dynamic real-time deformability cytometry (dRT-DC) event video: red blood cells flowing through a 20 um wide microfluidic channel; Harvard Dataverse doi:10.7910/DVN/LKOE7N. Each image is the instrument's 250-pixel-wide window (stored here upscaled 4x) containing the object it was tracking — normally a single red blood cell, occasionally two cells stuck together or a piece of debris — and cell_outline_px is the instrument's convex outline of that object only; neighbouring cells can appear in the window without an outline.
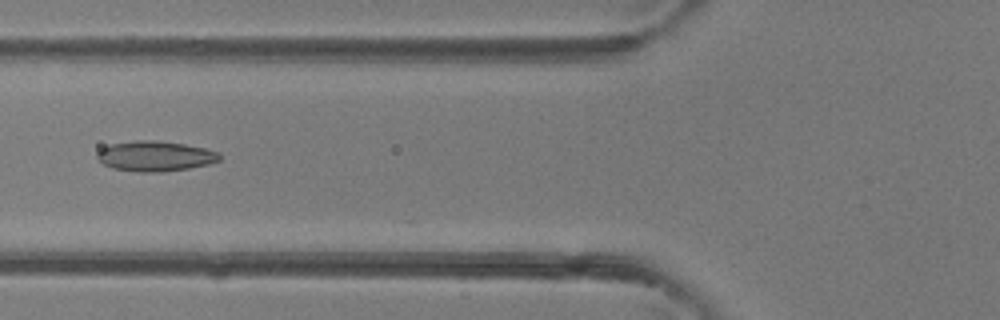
{"species": "common noctule bat (a hibernating species)", "species_latin": "Nyctalus noctula", "temperature_condition": "room temperature", "stored_images_in_passage": 6, "camera_frame_rate_fps": 3000, "um_per_image_px": 0.085, "animal": {"sex": "female"}, "frame": {"image": 1, "passage_image": 5, "time_ms": 4.333, "image_size_px": [1000, 320], "cell_outline_px": [[220, 160], [208, 164], [188, 168], [164, 172], [136, 172], [112, 168], [104, 164], [96, 156], [96, 152], [100, 148], [112, 144], [136, 140], [160, 140], [184, 144], [204, 148], [220, 152]], "centroid_in_image_um": [13.18, 13.27], "position_along_channel_um": 112.6, "area_um2": 21.68}}
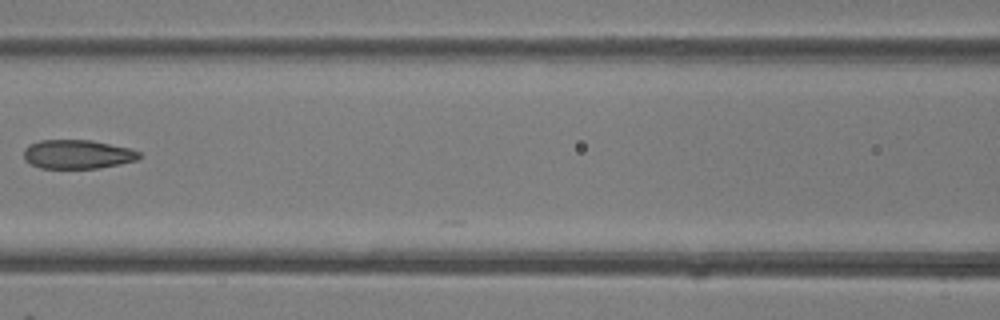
{"frame": {"image": 2, "passage_image": 6, "time_ms": 5.333, "image_size_px": [1000, 320], "cell_outline_px": [[140, 156], [136, 160], [120, 164], [100, 168], [40, 168], [24, 160], [24, 148], [28, 144], [40, 140], [92, 140], [128, 148], [140, 152]], "centroid_in_image_um": [6.55, 13.11], "position_along_channel_um": 160.0, "area_um2": 19.48}}